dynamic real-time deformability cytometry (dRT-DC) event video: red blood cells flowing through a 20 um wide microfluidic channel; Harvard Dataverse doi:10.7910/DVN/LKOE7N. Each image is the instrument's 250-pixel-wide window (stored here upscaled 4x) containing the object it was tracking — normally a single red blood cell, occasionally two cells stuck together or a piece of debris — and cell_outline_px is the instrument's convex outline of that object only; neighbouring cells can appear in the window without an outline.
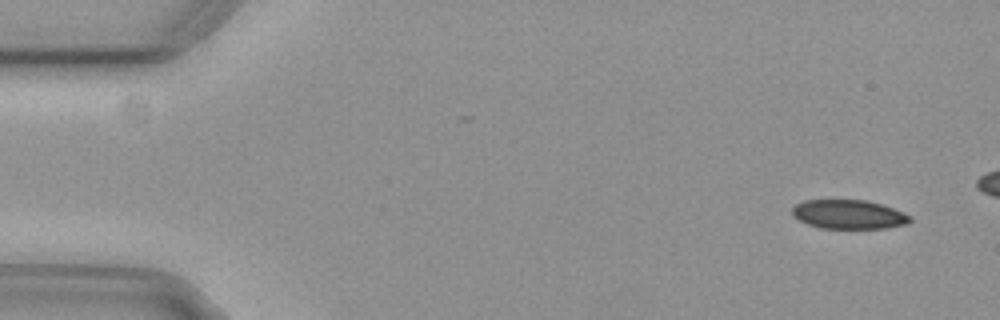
{"species": "common noctule bat (a hibernating species)", "species_latin": "Nyctalus noctula", "temperature_condition": "cold", "stored_images_in_passage": 17, "camera_frame_rate_fps": 3000, "um_per_image_px": 0.085, "animal": {"sex": "female", "body_mass_g": 29.2, "forearm_length_mm": 56.3}, "frame": {"image": 1, "passage_image": 3, "time_ms": 0.667, "image_size_px": [1000, 320], "cell_outline_px": [[912, 220], [908, 224], [888, 228], [820, 228], [808, 224], [792, 216], [792, 208], [796, 204], [804, 200], [868, 200], [892, 208], [912, 216]], "centroid_in_image_um": [72.15, 18.22], "position_along_channel_um": 12.8, "area_um2": 20.0}}